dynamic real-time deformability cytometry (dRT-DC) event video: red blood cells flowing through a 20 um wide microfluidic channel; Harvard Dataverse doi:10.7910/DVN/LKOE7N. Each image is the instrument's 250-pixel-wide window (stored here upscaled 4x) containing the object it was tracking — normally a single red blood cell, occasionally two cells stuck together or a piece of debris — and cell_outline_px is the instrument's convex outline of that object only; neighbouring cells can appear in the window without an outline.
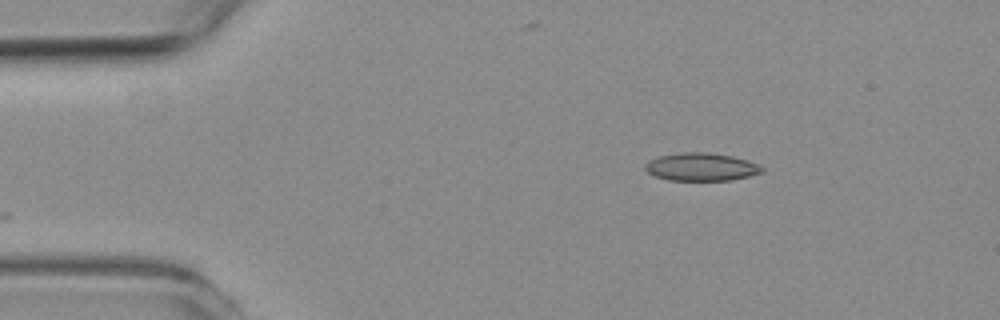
{"species": "common noctule bat (a hibernating species)", "species_latin": "Nyctalus noctula", "temperature_condition": "room temperature", "stored_images_in_passage": 49, "camera_frame_rate_fps": 3000, "um_per_image_px": 0.085, "animal": {"sex": "female", "body_mass_g": 19.3, "forearm_length_mm": 54.1}, "frame": {"image": 1, "passage_image": 1, "time_ms": 0.0, "image_size_px": [1000, 320], "cell_outline_px": [[764, 172], [732, 180], [668, 180], [656, 176], [648, 172], [644, 168], [644, 164], [660, 156], [684, 152], [708, 152], [732, 156], [756, 164], [764, 168]], "centroid_in_image_um": [59.6, 14.19], "position_along_channel_um": 25.4, "area_um2": 18.73}}
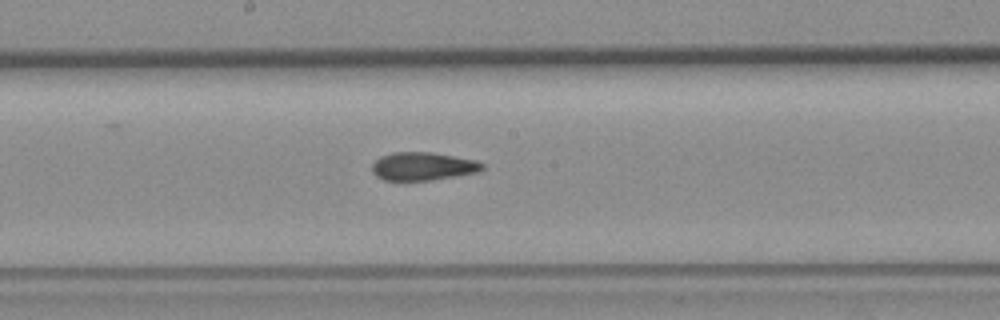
{"frame": {"image": 2, "passage_image": 22, "time_ms": 7.0, "image_size_px": [1000, 320], "cell_outline_px": [[484, 168], [480, 172], [432, 180], [384, 180], [376, 176], [372, 172], [372, 164], [380, 156], [392, 152], [432, 152], [476, 160], [484, 164]], "centroid_in_image_um": [35.95, 14.13], "position_along_channel_um": 212.2, "area_um2": 18.21}}
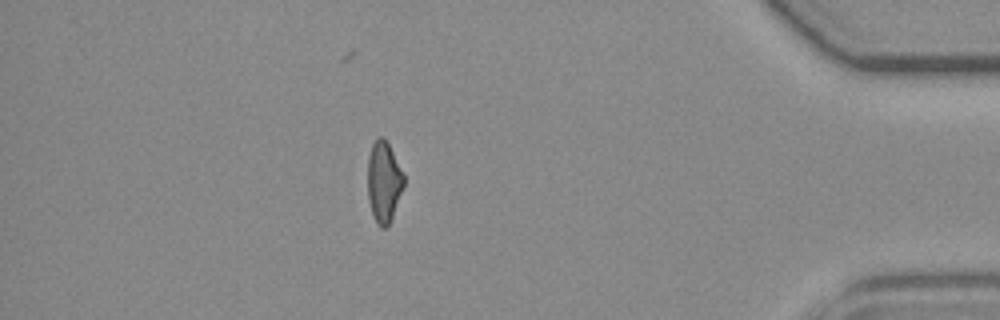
{"frame": {"image": 3, "passage_image": 42, "time_ms": 13.667, "image_size_px": [1000, 320], "cell_outline_px": [[404, 184], [392, 216], [388, 224], [384, 228], [380, 228], [376, 224], [372, 216], [368, 200], [368, 156], [372, 144], [376, 136], [384, 136], [404, 176]], "centroid_in_image_um": [32.58, 15.45], "position_along_channel_um": 402.6, "area_um2": 16.94}, "authors_computed_cell_mechanics": {"area_um2": 18.3804, "velocity_mm_per_s": 3.5742, "shape_relaxation_time_tau1_ms": 8.3423, "shape_relaxation_time_tau2_ms": 2.6342, "deformation_change_tau1": 0.1851, "deformation_change_tau2": 0.1089}}